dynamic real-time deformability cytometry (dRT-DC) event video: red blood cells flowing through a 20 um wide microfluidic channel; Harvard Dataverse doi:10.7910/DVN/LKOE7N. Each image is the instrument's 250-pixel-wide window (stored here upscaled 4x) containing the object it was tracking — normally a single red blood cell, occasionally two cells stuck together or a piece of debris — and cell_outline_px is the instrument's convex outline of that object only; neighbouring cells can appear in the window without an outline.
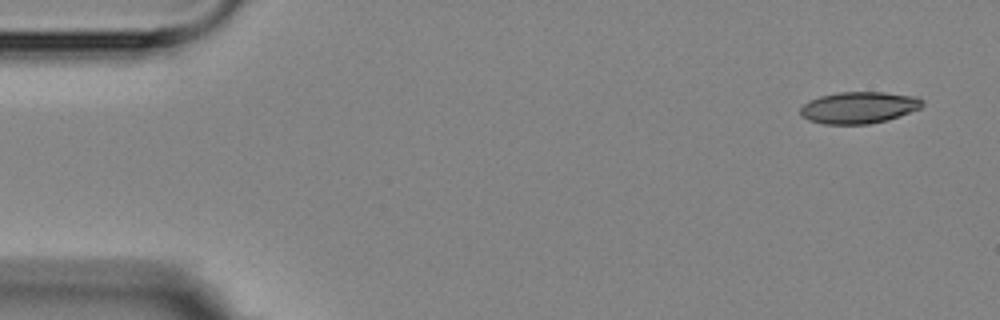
{"species": "Egyptian fruit bat (a non-hibernating species)", "species_latin": "Rousettus aegyptiacus", "temperature_condition": "room temperature", "stored_images_in_passage": 5, "camera_frame_rate_fps": 3000, "um_per_image_px": 0.085, "animal": {"sex": "female"}, "frame": {"image": 1, "passage_image": 1, "time_ms": 0.0, "image_size_px": [1000, 320], "cell_outline_px": [[924, 104], [920, 108], [900, 116], [888, 120], [868, 124], [824, 124], [808, 120], [800, 116], [800, 108], [808, 100], [820, 96], [840, 92], [884, 92], [916, 96], [924, 100]], "centroid_in_image_um": [73.0, 9.14], "position_along_channel_um": 12.0, "area_um2": 22.72}}